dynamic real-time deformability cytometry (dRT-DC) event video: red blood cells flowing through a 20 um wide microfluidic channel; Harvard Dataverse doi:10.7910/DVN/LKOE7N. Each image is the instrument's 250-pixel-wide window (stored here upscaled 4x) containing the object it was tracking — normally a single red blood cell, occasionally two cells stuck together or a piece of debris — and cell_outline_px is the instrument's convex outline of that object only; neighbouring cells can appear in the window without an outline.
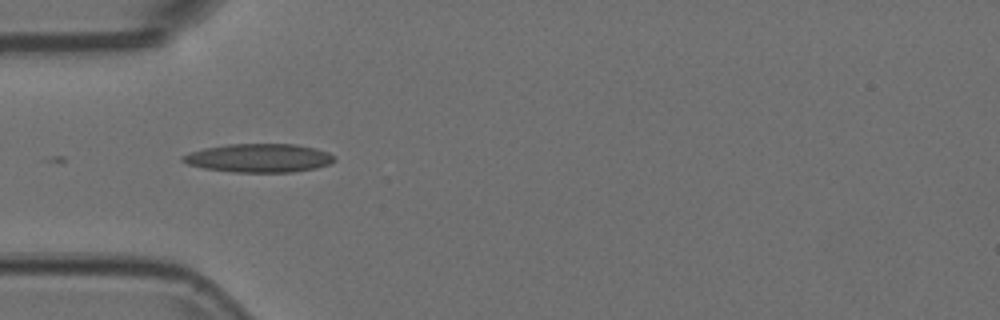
{"species": "Egyptian fruit bat (a non-hibernating species)", "species_latin": "Rousettus aegyptiacus", "temperature_condition": "room temperature", "stored_images_in_passage": 8, "camera_frame_rate_fps": 3000, "um_per_image_px": 0.085, "animal": {"sex": "female"}, "frame": {"image": 1, "passage_image": 1, "time_ms": 0.0, "image_size_px": [1000, 320], "cell_outline_px": [[336, 160], [328, 164], [316, 168], [292, 172], [232, 172], [204, 168], [188, 164], [180, 160], [180, 156], [204, 148], [228, 144], [296, 144], [316, 148], [328, 152], [336, 156]], "centroid_in_image_um": [22.03, 13.43], "position_along_channel_um": 63.0, "area_um2": 25.32}}
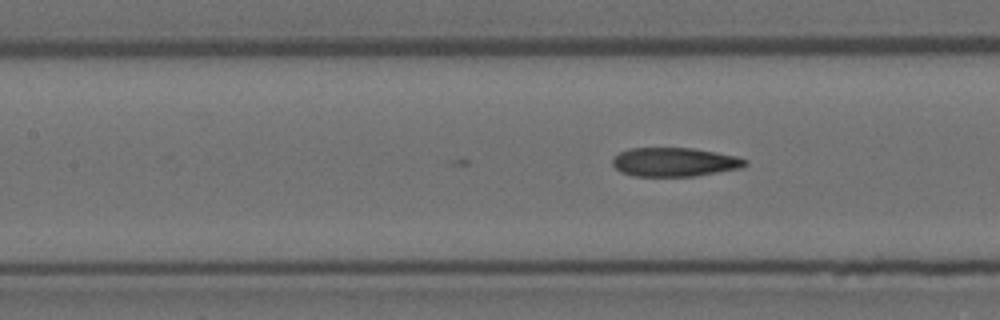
{"frame": {"image": 2, "passage_image": 8, "time_ms": 2.333, "image_size_px": [1000, 320], "cell_outline_px": [[748, 164], [740, 168], [692, 176], [632, 176], [620, 172], [612, 164], [612, 156], [628, 148], [692, 148], [716, 152], [736, 156], [748, 160]], "centroid_in_image_um": [57.29, 13.77], "position_along_channel_um": 150.1, "area_um2": 22.37}}